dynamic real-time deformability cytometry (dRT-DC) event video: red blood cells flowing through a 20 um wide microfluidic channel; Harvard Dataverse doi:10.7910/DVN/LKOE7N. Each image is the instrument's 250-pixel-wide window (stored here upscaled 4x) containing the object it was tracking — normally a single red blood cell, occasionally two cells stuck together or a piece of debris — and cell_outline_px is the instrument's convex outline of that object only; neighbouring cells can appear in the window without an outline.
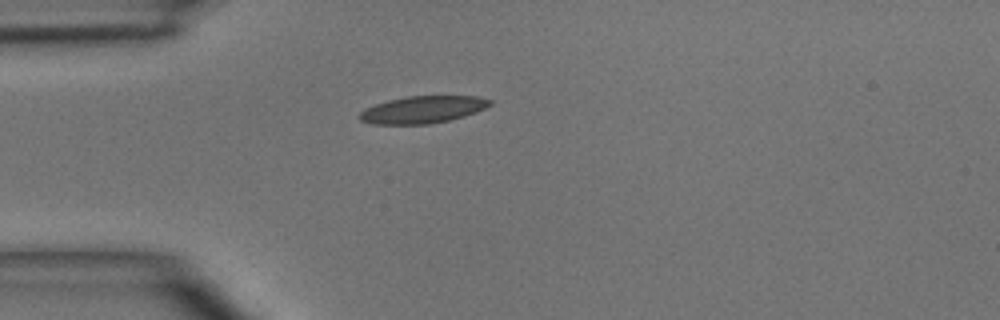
{"species": "common noctule bat (a hibernating species)", "species_latin": "Nyctalus noctula", "temperature_condition": "room temperature", "stored_images_in_passage": 5, "camera_frame_rate_fps": 3000, "um_per_image_px": 0.085, "animal": {"sex": "male", "body_mass_g": 15.6}, "frame": {"image": 1, "passage_image": 5, "time_ms": 5.667, "image_size_px": [1000, 320], "cell_outline_px": [[492, 104], [476, 112], [464, 116], [448, 120], [428, 124], [372, 124], [360, 120], [356, 116], [364, 108], [388, 100], [408, 96], [476, 96], [492, 100]], "centroid_in_image_um": [35.89, 9.32], "position_along_channel_um": 49.1, "area_um2": 20.63}}